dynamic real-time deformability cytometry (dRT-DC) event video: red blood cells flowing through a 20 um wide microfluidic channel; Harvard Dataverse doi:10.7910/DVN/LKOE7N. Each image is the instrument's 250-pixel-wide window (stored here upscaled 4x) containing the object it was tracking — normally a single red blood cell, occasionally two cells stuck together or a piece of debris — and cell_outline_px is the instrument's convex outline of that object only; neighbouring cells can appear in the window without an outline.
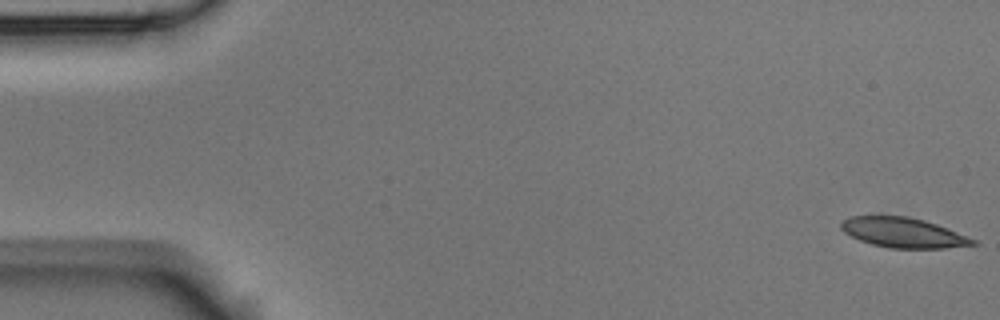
{"species": "Egyptian fruit bat (a non-hibernating species)", "species_latin": "Rousettus aegyptiacus", "temperature_condition": "room temperature", "stored_images_in_passage": 5, "camera_frame_rate_fps": 3000, "um_per_image_px": 0.085, "animal": {"sex": "male"}, "frame": {"image": 1, "passage_image": 1, "time_ms": 0.0, "image_size_px": [1000, 320], "cell_outline_px": [[980, 244], [944, 248], [888, 248], [872, 244], [860, 240], [844, 232], [840, 228], [840, 224], [848, 216], [908, 216], [924, 220], [936, 224], [976, 240]], "centroid_in_image_um": [76.76, 19.77], "position_along_channel_um": 8.2, "area_um2": 22.83}}
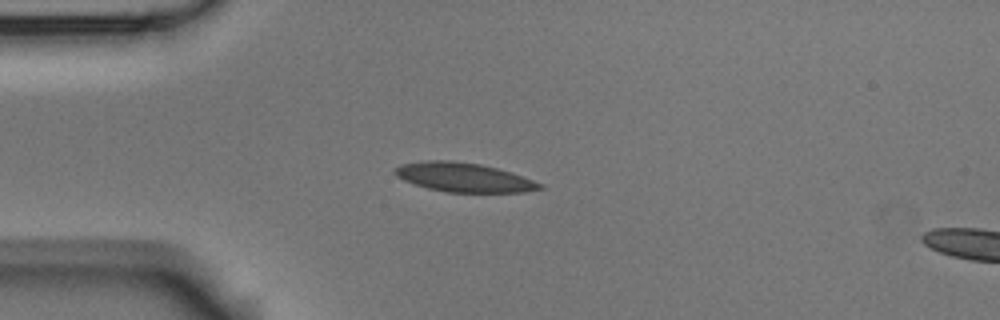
{"frame": {"image": 2, "passage_image": 4, "time_ms": 1.0, "image_size_px": [1000, 320], "cell_outline_px": [[544, 188], [524, 192], [448, 192], [428, 188], [404, 180], [396, 176], [392, 172], [392, 168], [400, 164], [424, 160], [452, 160], [480, 164], [512, 172], [544, 184]], "centroid_in_image_um": [39.4, 15.06], "position_along_channel_um": 45.6, "area_um2": 24.74}}
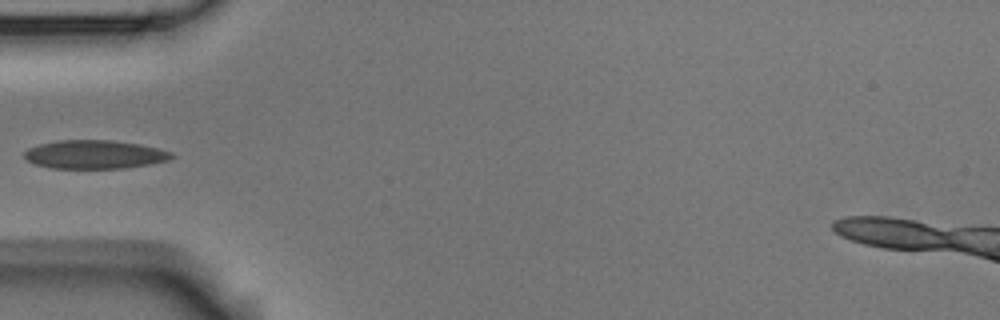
{"frame": {"image": 3, "passage_image": 5, "time_ms": 1.333, "image_size_px": [1000, 320], "cell_outline_px": [[176, 156], [168, 160], [148, 164], [124, 168], [52, 168], [36, 164], [28, 160], [24, 156], [24, 152], [28, 148], [40, 144], [56, 140], [112, 140], [140, 144], [172, 152]], "centroid_in_image_um": [8.05, 13.12], "position_along_channel_um": 77.0, "area_um2": 24.39}}